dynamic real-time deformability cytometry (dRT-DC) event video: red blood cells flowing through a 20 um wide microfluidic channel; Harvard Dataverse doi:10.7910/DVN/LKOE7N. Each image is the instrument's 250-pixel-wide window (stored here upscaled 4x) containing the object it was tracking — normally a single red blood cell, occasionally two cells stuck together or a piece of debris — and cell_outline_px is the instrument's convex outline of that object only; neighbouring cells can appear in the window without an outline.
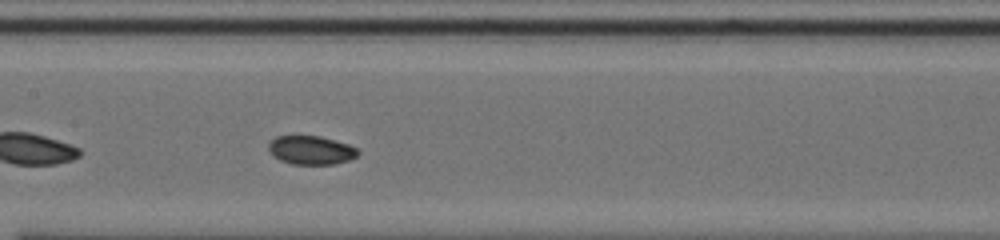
{"species": "common noctule bat (a hibernating species)", "species_latin": "Nyctalus noctula", "temperature_condition": "cold", "stored_images_in_passage": 43, "camera_frame_rate_fps": 3000, "um_per_image_px": 0.085, "animal": {"sex": "male", "body_mass_g": 20.0, "forearm_length_mm": 53.3}, "frame": {"image": 1, "passage_image": 13, "time_ms": 4.0, "image_size_px": [1000, 240], "cell_outline_px": [[360, 152], [356, 156], [348, 160], [332, 164], [292, 164], [280, 160], [272, 156], [268, 148], [268, 144], [276, 136], [320, 136], [348, 144], [356, 148]], "centroid_in_image_um": [26.41, 12.76], "position_along_channel_um": 181.0, "area_um2": 14.85}, "authors_computed_cell_mechanics": {"area_um2": 15.317, "velocity_mm_per_s": 3.7208, "shape_relaxation_time_tau1_ms": 3.3939, "shape_relaxation_time_tau2_ms": 7.8605, "deformation_change_tau1": 0.0972, "deformation_change_tau2": 0.0879}}